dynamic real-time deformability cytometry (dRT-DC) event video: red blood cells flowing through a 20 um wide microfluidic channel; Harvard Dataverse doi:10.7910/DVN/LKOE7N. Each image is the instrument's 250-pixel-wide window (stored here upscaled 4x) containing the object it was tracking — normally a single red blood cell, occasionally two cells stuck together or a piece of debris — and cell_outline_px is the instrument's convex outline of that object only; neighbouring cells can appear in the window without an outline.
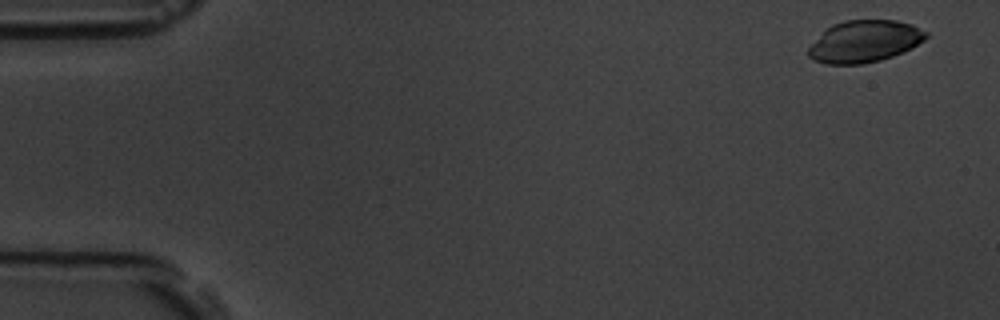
{"species": "common noctule bat (a hibernating species)", "species_latin": "Nyctalus noctula", "temperature_condition": "room temperature", "stored_images_in_passage": 5, "camera_frame_rate_fps": 3000, "um_per_image_px": 0.085, "animal": {"sex": "male", "body_mass_g": 19.5, "forearm_length_mm": 54.6}, "frame": {"image": 1, "passage_image": 1, "time_ms": 0.0, "image_size_px": [1000, 320], "cell_outline_px": [[928, 36], [924, 40], [892, 56], [880, 60], [864, 64], [828, 64], [812, 60], [808, 56], [808, 48], [824, 28], [832, 24], [844, 20], [896, 20], [912, 24], [928, 32]], "centroid_in_image_um": [73.43, 3.5], "position_along_channel_um": 11.6, "area_um2": 28.78}}